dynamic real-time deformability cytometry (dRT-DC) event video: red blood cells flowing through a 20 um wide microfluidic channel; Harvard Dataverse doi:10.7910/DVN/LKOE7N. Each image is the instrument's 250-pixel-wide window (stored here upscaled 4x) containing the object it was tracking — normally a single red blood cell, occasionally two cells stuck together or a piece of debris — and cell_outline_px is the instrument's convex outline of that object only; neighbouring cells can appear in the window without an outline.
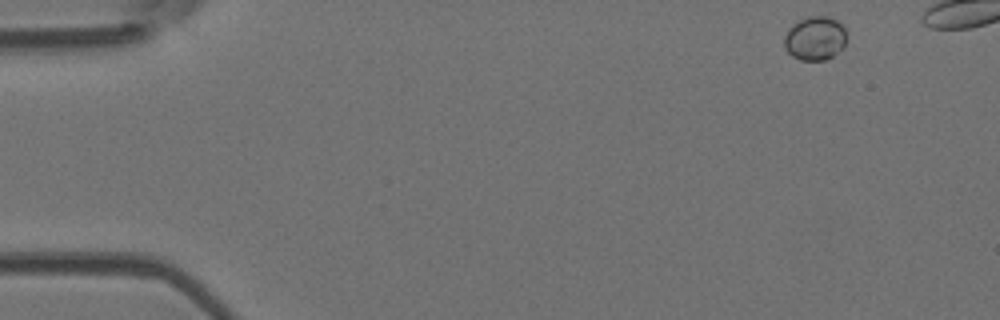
{"species": "Egyptian fruit bat (a non-hibernating species)", "species_latin": "Rousettus aegyptiacus", "temperature_condition": "room temperature", "stored_images_in_passage": 5, "camera_frame_rate_fps": 3000, "um_per_image_px": 0.085, "animal": {"sex": "female"}, "frame": {"image": 1, "passage_image": 1, "time_ms": 0.0, "image_size_px": [1000, 320], "cell_outline_px": [[844, 48], [832, 56], [824, 60], [800, 60], [792, 56], [784, 48], [784, 36], [788, 28], [792, 24], [808, 16], [828, 16], [836, 20], [844, 28]], "centroid_in_image_um": [69.24, 3.26], "position_along_channel_um": 15.8, "area_um2": 15.9}}